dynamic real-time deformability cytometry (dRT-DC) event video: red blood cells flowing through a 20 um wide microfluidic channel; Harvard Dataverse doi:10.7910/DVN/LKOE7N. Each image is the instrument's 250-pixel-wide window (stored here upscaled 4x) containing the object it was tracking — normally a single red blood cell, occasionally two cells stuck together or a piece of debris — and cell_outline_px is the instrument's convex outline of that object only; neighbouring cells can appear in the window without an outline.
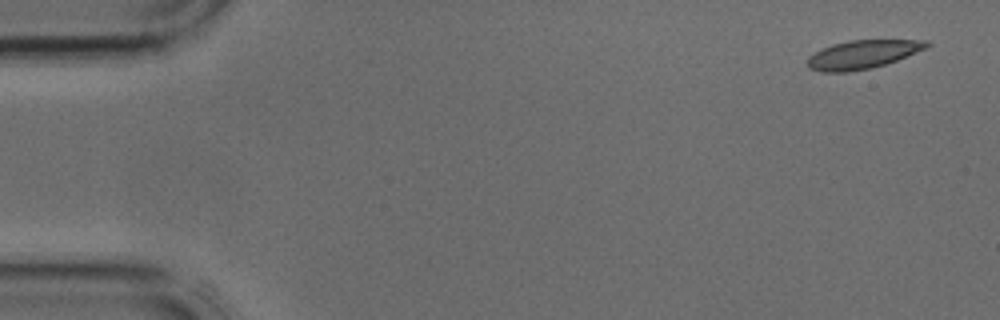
{"species": "common noctule bat (a hibernating species)", "species_latin": "Nyctalus noctula", "temperature_condition": "cold", "stored_images_in_passage": 4, "camera_frame_rate_fps": 3000, "um_per_image_px": 0.085, "animal": {"sex": "male", "body_mass_g": 17.9, "forearm_length_mm": 54.2}, "frame": {"image": 1, "passage_image": 1, "time_ms": 0.0, "image_size_px": [1000, 320], "cell_outline_px": [[932, 44], [928, 48], [896, 60], [872, 68], [848, 72], [820, 72], [808, 68], [808, 56], [832, 44], [848, 40], [928, 40]], "centroid_in_image_um": [73.34, 4.62], "position_along_channel_um": 11.7, "area_um2": 19.83}}